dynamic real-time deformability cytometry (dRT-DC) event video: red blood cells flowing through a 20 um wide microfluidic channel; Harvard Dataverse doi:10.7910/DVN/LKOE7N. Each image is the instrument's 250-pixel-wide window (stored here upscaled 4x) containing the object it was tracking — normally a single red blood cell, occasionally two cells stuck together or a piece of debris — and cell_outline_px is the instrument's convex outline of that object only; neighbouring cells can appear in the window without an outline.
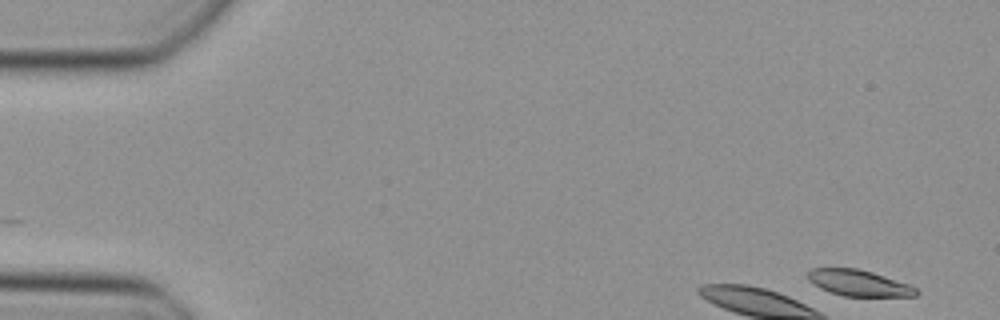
{"species": "Egyptian fruit bat (a non-hibernating species)", "species_latin": "Rousettus aegyptiacus", "temperature_condition": "cold", "stored_images_in_passage": 6, "camera_frame_rate_fps": 3000, "um_per_image_px": 0.085, "animal": {"sex": "female"}, "frame": {"image": 1, "passage_image": 1, "time_ms": 0.0, "image_size_px": [1000, 320], "cell_outline_px": [[920, 292], [916, 296], [844, 296], [828, 292], [820, 288], [808, 280], [808, 272], [812, 268], [856, 268], [872, 272], [908, 284], [916, 288]], "centroid_in_image_um": [72.98, 24.06], "position_along_channel_um": 12.0, "area_um2": 16.42}}